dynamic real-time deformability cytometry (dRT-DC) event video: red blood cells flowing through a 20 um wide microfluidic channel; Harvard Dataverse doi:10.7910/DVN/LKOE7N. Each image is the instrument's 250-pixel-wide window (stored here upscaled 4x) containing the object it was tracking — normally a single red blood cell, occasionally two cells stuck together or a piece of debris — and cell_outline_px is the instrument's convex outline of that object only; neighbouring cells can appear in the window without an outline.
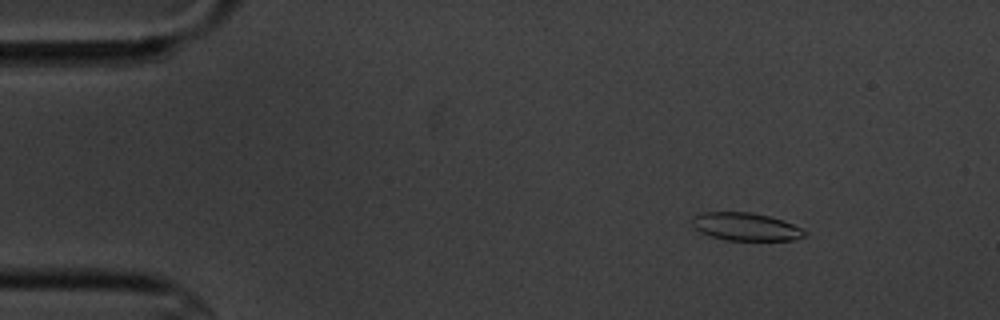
{"species": "common noctule bat (a hibernating species)", "species_latin": "Nyctalus noctula", "temperature_condition": "cold", "stored_images_in_passage": 17, "camera_frame_rate_fps": 3000, "um_per_image_px": 0.085, "animal": {"sex": "male", "body_mass_g": 20.1, "forearm_length_mm": 53.5}, "frame": {"image": 1, "passage_image": 3, "time_ms": 2.333, "image_size_px": [1000, 320], "cell_outline_px": [[808, 232], [804, 236], [792, 240], [724, 240], [700, 232], [692, 224], [692, 216], [704, 212], [752, 212], [784, 220]], "centroid_in_image_um": [63.38, 19.26], "position_along_channel_um": 21.6, "area_um2": 18.21}}
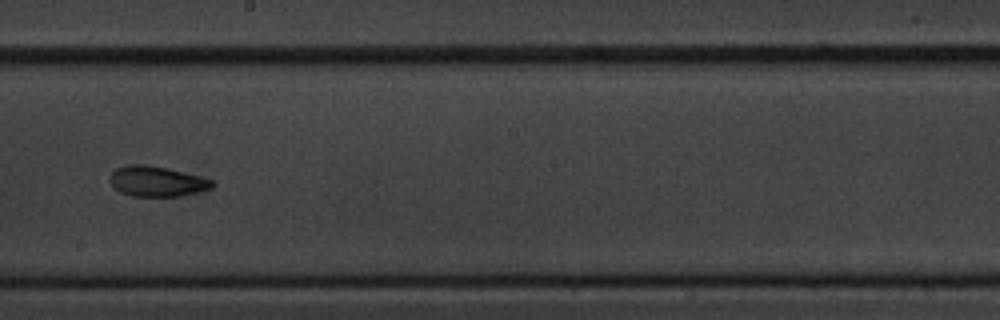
{"frame": {"image": 2, "passage_image": 10, "time_ms": 10.667, "image_size_px": [1000, 320], "cell_outline_px": [[216, 184], [212, 188], [180, 196], [132, 196], [120, 192], [108, 180], [112, 172], [116, 168], [128, 164], [148, 164], [168, 168], [216, 180]], "centroid_in_image_um": [13.36, 15.4], "position_along_channel_um": 234.8, "area_um2": 18.26}}
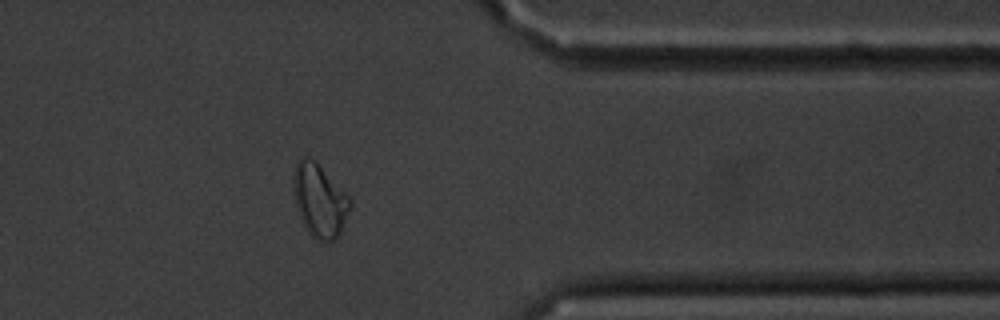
{"frame": {"image": 3, "passage_image": 14, "time_ms": 15.333, "image_size_px": [1000, 320], "cell_outline_px": [[352, 208], [336, 240], [320, 240], [312, 236], [308, 232], [300, 216], [296, 204], [292, 184], [292, 176], [296, 164], [300, 156], [308, 156], [352, 200]], "centroid_in_image_um": [27.15, 17.05], "position_along_channel_um": 384.2, "area_um2": 23.64}, "authors_computed_cell_mechanics": {"area_um2": 18.9584, "velocity_mm_per_s": 3.472, "shape_relaxation_time_tau1_ms": 2.8436, "shape_relaxation_time_tau2_ms": 2.3786, "deformation_change_tau1": 0.1159, "deformation_change_tau2": 0.0866}}